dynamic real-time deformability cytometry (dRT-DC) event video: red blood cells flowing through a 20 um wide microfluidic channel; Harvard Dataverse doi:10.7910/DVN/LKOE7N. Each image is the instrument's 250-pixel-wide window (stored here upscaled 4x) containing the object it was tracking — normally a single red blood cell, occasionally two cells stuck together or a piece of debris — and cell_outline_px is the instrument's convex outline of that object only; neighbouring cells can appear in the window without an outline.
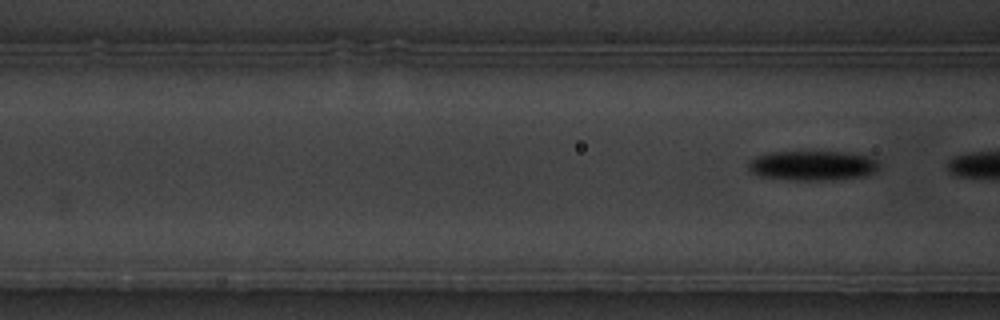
{"species": "common noctule bat (a hibernating species)", "species_latin": "Nyctalus noctula", "temperature_condition": "warm", "stored_images_in_passage": 5, "camera_frame_rate_fps": 3000, "um_per_image_px": 0.085, "animal": {"sex": "male", "body_mass_g": 19.5, "forearm_length_mm": 54.6}, "frame": {"image": 1, "passage_image": 5, "time_ms": 5.333, "image_size_px": [1000, 320], "cell_outline_px": [[880, 168], [864, 176], [820, 180], [796, 180], [756, 176], [748, 168], [748, 160], [756, 156], [772, 152], [844, 152], [872, 156], [880, 164]], "centroid_in_image_um": [69.05, 14.06], "position_along_channel_um": 97.6, "area_um2": 22.66}}